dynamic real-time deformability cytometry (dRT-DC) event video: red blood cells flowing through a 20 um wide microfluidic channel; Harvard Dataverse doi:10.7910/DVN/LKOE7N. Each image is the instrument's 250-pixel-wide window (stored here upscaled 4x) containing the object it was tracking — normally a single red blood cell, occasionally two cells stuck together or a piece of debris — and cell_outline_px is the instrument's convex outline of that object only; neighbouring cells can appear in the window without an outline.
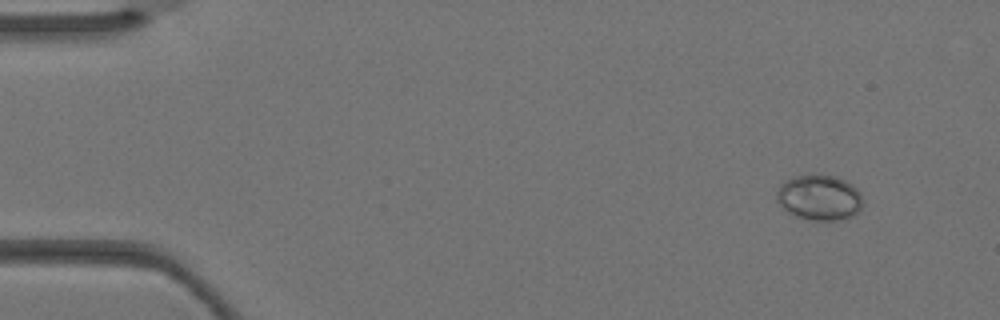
{"species": "Egyptian fruit bat (a non-hibernating species)", "species_latin": "Rousettus aegyptiacus", "temperature_condition": "warm", "stored_images_in_passage": 3, "camera_frame_rate_fps": 3000, "um_per_image_px": 0.085, "animal": {"sex": "female"}, "frame": {"image": 1, "passage_image": 1, "time_ms": 0.0, "image_size_px": [1000, 320], "cell_outline_px": [[864, 204], [852, 216], [832, 220], [816, 220], [796, 216], [788, 212], [776, 200], [776, 192], [780, 184], [784, 180], [792, 176], [812, 172], [820, 172], [836, 176], [852, 184], [860, 192]], "centroid_in_image_um": [69.62, 16.72], "position_along_channel_um": 15.4, "area_um2": 23.29}}